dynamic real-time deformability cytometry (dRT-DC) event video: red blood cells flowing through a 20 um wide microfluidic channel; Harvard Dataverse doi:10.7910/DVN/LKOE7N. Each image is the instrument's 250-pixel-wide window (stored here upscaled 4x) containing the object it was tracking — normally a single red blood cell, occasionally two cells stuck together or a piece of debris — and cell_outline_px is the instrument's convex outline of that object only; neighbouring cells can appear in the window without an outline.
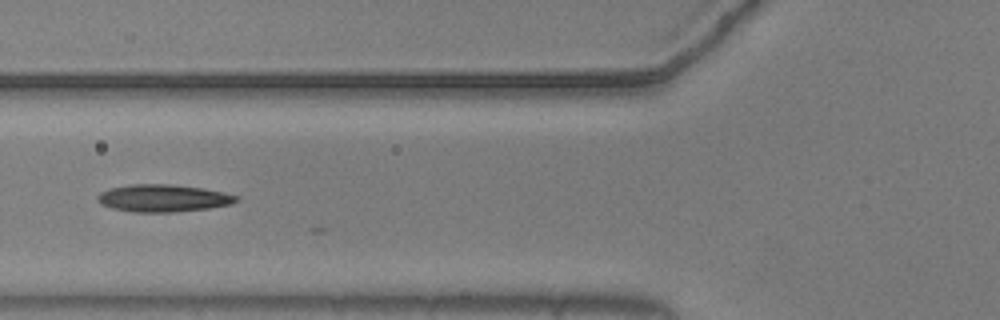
{"species": "common noctule bat (a hibernating species)", "species_latin": "Nyctalus noctula", "temperature_condition": "warm", "stored_images_in_passage": 21, "camera_frame_rate_fps": 3000, "um_per_image_px": 0.085, "animal": {"sex": "male", "body_mass_g": 20.5, "forearm_length_mm": 52.5}, "frame": {"image": 1, "passage_image": 7, "time_ms": 2.0, "image_size_px": [1000, 320], "cell_outline_px": [[240, 200], [232, 204], [208, 208], [172, 212], [132, 212], [112, 208], [100, 204], [96, 200], [96, 196], [100, 192], [108, 188], [128, 184], [172, 184], [204, 188], [224, 192], [240, 196]], "centroid_in_image_um": [13.86, 16.83], "position_along_channel_um": 111.9, "area_um2": 22.48}}
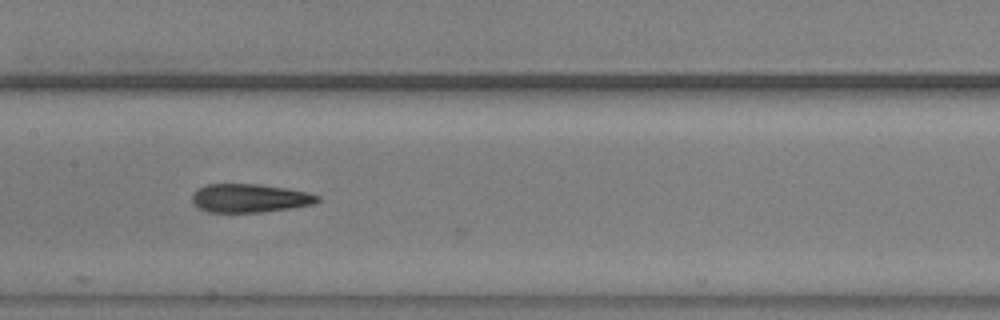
{"frame": {"image": 2, "passage_image": 13, "time_ms": 4.0, "image_size_px": [1000, 320], "cell_outline_px": [[320, 200], [312, 204], [288, 208], [260, 212], [208, 212], [200, 208], [192, 200], [192, 192], [196, 188], [208, 184], [260, 184], [308, 192], [320, 196]], "centroid_in_image_um": [21.2, 16.83], "position_along_channel_um": 186.2, "area_um2": 20.69}}
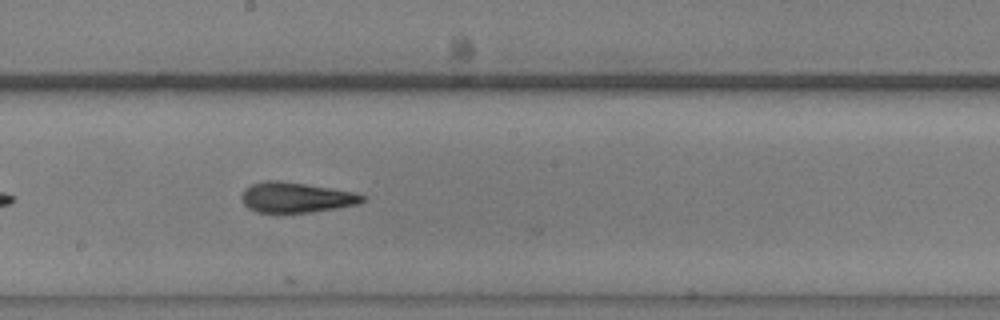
{"frame": {"image": 3, "passage_image": 16, "time_ms": 5.0, "image_size_px": [1000, 320], "cell_outline_px": [[364, 200], [360, 204], [336, 208], [308, 212], [256, 212], [248, 208], [244, 204], [240, 196], [244, 188], [252, 184], [264, 180], [280, 180], [332, 188], [352, 192], [364, 196]], "centroid_in_image_um": [25.12, 16.77], "position_along_channel_um": 223.1, "area_um2": 21.27}}